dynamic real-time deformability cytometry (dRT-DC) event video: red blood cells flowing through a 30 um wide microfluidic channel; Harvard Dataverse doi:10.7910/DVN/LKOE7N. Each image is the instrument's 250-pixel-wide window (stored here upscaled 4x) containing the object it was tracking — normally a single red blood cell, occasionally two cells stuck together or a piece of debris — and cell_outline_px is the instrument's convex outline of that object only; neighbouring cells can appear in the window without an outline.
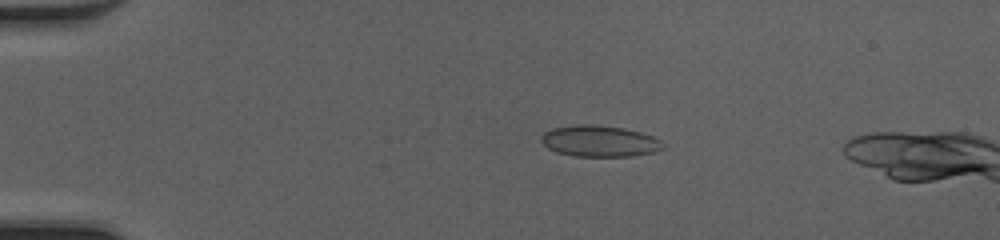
{"species": "common noctule bat (a hibernating species)", "species_latin": "Nyctalus noctula", "temperature_condition": "cold", "stored_images_in_passage": 50, "camera_frame_rate_fps": 3000, "um_per_image_px": 0.085, "animal": {"sex": "female", "body_mass_g": 20.0, "forearm_length_mm": 54.0}, "frame": {"image": 1, "passage_image": 11, "time_ms": 3.333, "image_size_px": [1000, 240], "cell_outline_px": [[664, 148], [652, 152], [632, 156], [576, 156], [556, 152], [548, 148], [540, 140], [540, 136], [544, 132], [552, 128], [580, 124], [592, 124], [624, 128], [640, 132], [652, 136], [660, 140], [664, 144]], "centroid_in_image_um": [50.94, 11.99], "position_along_channel_um": 34.1, "area_um2": 22.14}}
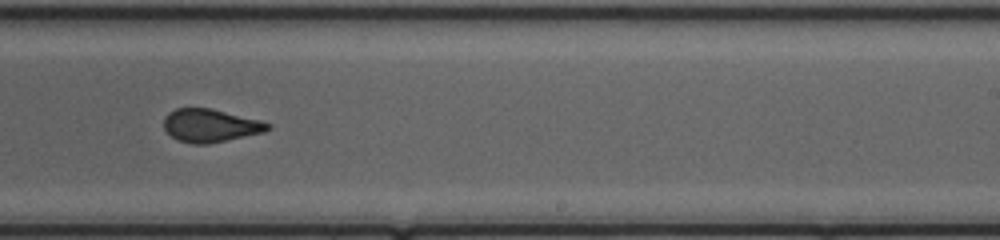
{"frame": {"image": 2, "passage_image": 32, "time_ms": 10.333, "image_size_px": [1000, 240], "cell_outline_px": [[272, 128], [264, 132], [208, 144], [192, 144], [176, 140], [164, 128], [164, 116], [168, 112], [176, 108], [212, 108], [260, 120], [272, 124]], "centroid_in_image_um": [17.88, 10.67], "position_along_channel_um": 271.1, "area_um2": 20.17}}
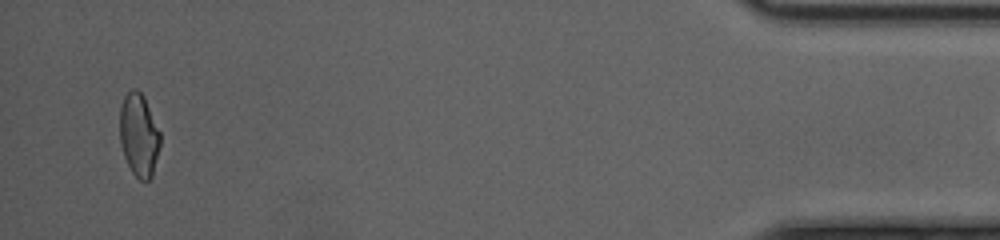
{"frame": {"image": 3, "passage_image": 48, "time_ms": 15.667, "image_size_px": [1000, 240], "cell_outline_px": [[160, 144], [152, 176], [148, 180], [140, 180], [132, 172], [124, 156], [120, 144], [120, 108], [124, 96], [132, 88], [136, 88], [144, 96], [160, 132]], "centroid_in_image_um": [11.8, 11.46], "position_along_channel_um": 423.4, "area_um2": 19.48}, "authors_computed_cell_mechanics": {"area_um2": 20.7502, "velocity_mm_per_s": 4.2361, "shape_relaxation_time_tau1_ms": 7.6001, "shape_relaxation_time_tau2_ms": 0.9747, "deformation_change_tau1": 0.2062, "deformation_change_tau2": 0.0509}}